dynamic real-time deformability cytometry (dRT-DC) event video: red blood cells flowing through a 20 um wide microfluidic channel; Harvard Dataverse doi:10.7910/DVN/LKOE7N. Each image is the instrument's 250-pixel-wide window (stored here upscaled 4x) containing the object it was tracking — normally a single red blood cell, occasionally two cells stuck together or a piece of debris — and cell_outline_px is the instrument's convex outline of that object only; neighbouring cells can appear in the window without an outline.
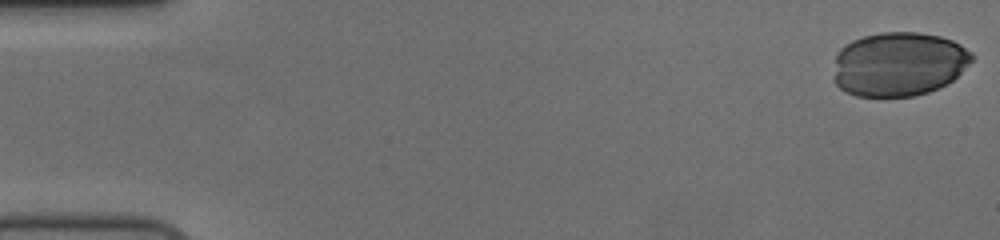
{"species": "human", "species_latin": "Homo sapiens", "temperature_condition": "cold", "stored_images_in_passage": 42, "camera_frame_rate_fps": 3000, "um_per_image_px": 0.085, "donor": {"sex": "female"}, "frame": {"image": 1, "passage_image": 1, "time_ms": 0.0, "image_size_px": [1000, 240], "cell_outline_px": [[972, 60], [948, 84], [928, 92], [912, 96], [856, 96], [840, 88], [832, 80], [836, 52], [840, 48], [852, 40], [864, 36], [880, 32], [920, 32], [940, 36], [952, 40], [960, 44], [972, 52]], "centroid_in_image_um": [76.36, 5.44], "position_along_channel_um": 8.6, "area_um2": 51.96}}
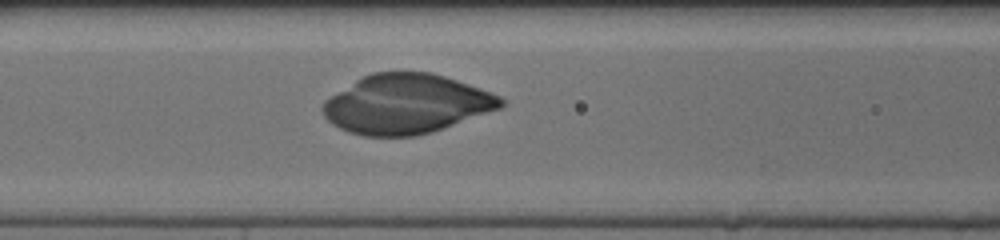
{"frame": {"image": 2, "passage_image": 24, "time_ms": 7.667, "image_size_px": [1000, 240], "cell_outline_px": [[504, 104], [500, 108], [432, 132], [416, 136], [364, 136], [348, 132], [332, 124], [324, 116], [320, 108], [324, 100], [356, 80], [372, 72], [432, 72], [480, 88], [500, 96], [504, 100]], "centroid_in_image_um": [34.51, 8.85], "position_along_channel_um": 132.1, "area_um2": 61.38}}
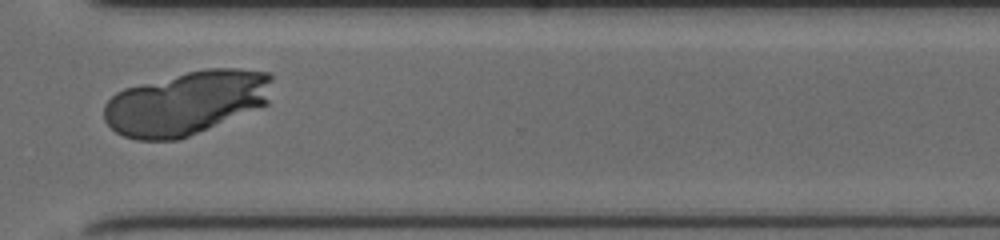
{"frame": {"image": 3, "passage_image": 42, "time_ms": 13.667, "image_size_px": [1000, 240], "cell_outline_px": [[272, 80], [268, 104], [180, 140], [136, 140], [124, 136], [116, 132], [104, 120], [104, 104], [116, 92], [124, 88], [188, 72], [208, 68], [236, 68], [268, 72], [272, 76]], "centroid_in_image_um": [15.84, 8.75], "position_along_channel_um": 354.8, "area_um2": 62.48}}